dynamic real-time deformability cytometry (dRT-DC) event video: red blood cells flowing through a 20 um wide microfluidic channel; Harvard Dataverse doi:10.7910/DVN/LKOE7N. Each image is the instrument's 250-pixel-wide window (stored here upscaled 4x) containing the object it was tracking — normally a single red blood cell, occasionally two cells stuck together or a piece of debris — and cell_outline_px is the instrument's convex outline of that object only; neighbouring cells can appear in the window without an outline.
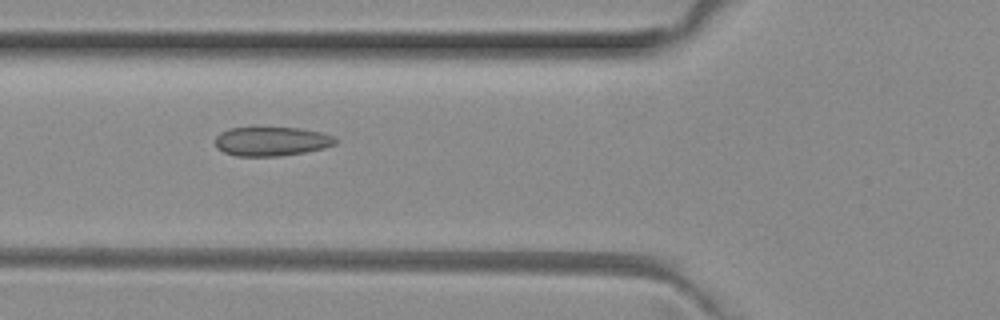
{"species": "common noctule bat (a hibernating species)", "species_latin": "Nyctalus noctula", "temperature_condition": "room temperature", "stored_images_in_passage": 5, "camera_frame_rate_fps": 3000, "um_per_image_px": 0.085, "animal": {"sex": "female", "body_mass_g": 29.2, "forearm_length_mm": 56.3}, "frame": {"image": 1, "passage_image": 2, "time_ms": 0.333, "image_size_px": [1000, 320], "cell_outline_px": [[336, 144], [324, 148], [304, 152], [280, 156], [236, 156], [224, 152], [216, 148], [216, 136], [220, 132], [228, 128], [300, 128], [320, 132], [332, 136], [336, 140]], "centroid_in_image_um": [23.05, 12.02], "position_along_channel_um": 102.7, "area_um2": 20.29}}
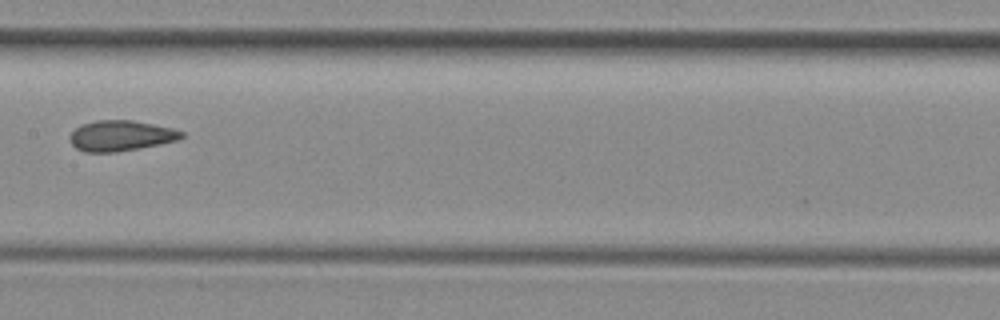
{"frame": {"image": 2, "passage_image": 4, "time_ms": 1.0, "image_size_px": [1000, 320], "cell_outline_px": [[184, 136], [176, 140], [160, 144], [140, 148], [116, 152], [84, 152], [76, 148], [72, 144], [68, 136], [76, 128], [84, 124], [96, 120], [132, 120], [172, 128], [184, 132]], "centroid_in_image_um": [10.26, 11.54], "position_along_channel_um": 197.1, "area_um2": 19.77}}
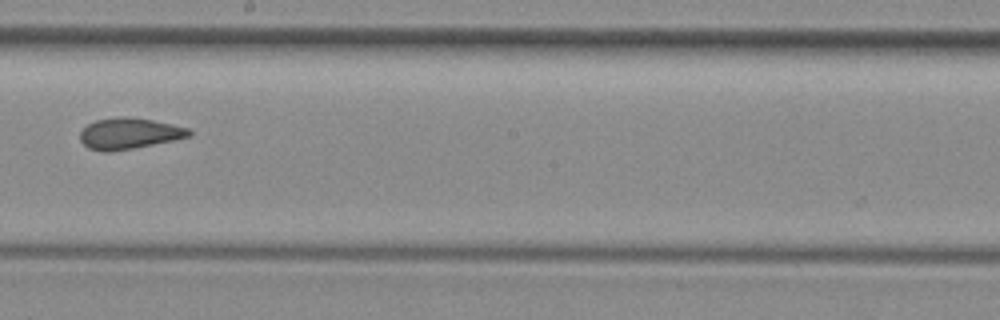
{"frame": {"image": 3, "passage_image": 5, "time_ms": 1.333, "image_size_px": [1000, 320], "cell_outline_px": [[192, 136], [132, 148], [108, 152], [104, 152], [88, 148], [80, 140], [80, 132], [88, 124], [96, 120], [116, 116], [124, 116], [152, 120], [172, 124], [188, 128], [192, 132]], "centroid_in_image_um": [10.96, 11.34], "position_along_channel_um": 237.2, "area_um2": 19.59}}